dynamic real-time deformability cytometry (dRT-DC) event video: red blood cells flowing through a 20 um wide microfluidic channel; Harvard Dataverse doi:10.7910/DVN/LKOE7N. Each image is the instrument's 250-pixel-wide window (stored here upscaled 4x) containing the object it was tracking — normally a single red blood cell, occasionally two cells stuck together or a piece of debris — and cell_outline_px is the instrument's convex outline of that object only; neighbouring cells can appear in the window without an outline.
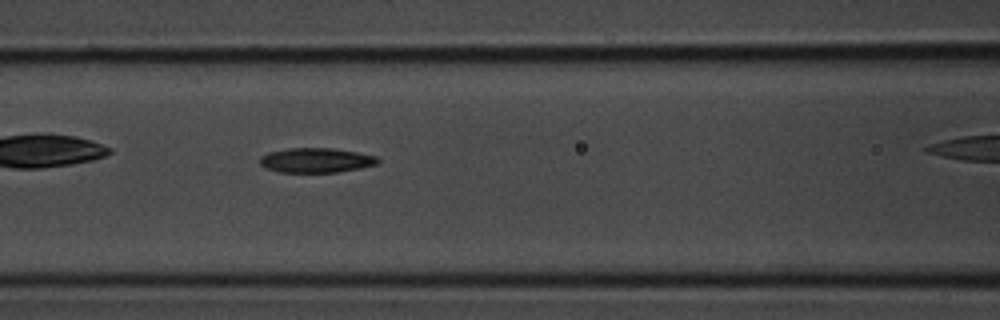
{"species": "common noctule bat (a hibernating species)", "species_latin": "Nyctalus noctula", "temperature_condition": "room temperature", "stored_images_in_passage": 27, "camera_frame_rate_fps": 3000, "um_per_image_px": 0.085, "animal": {"sex": "male", "body_mass_g": 20.1, "forearm_length_mm": 53.5}, "frame": {"image": 1, "passage_image": 12, "time_ms": 3.667, "image_size_px": [1000, 320], "cell_outline_px": [[380, 160], [376, 164], [360, 168], [336, 172], [280, 172], [268, 168], [260, 164], [260, 156], [268, 152], [288, 148], [332, 148], [356, 152], [376, 156]], "centroid_in_image_um": [26.85, 13.61], "position_along_channel_um": 139.7, "area_um2": 16.82}}